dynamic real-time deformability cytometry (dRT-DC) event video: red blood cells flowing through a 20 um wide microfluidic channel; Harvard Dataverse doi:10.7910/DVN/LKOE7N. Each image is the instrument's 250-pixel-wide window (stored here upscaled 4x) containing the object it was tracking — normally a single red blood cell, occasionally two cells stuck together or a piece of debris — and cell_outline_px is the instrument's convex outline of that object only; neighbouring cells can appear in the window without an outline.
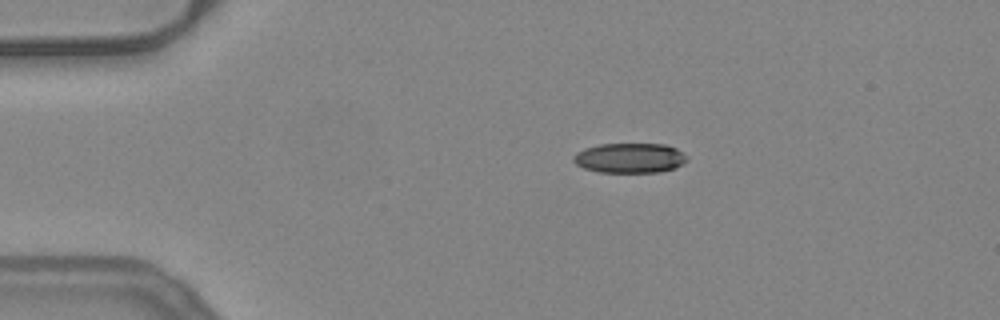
{"species": "common noctule bat (a hibernating species)", "species_latin": "Nyctalus noctula", "temperature_condition": "warm", "stored_images_in_passage": 25, "camera_frame_rate_fps": 3000, "um_per_image_px": 0.085, "animal": {"sex": "female", "body_mass_g": 24.6, "forearm_length_mm": 56.2}, "frame": {"image": 1, "passage_image": 1, "time_ms": 0.0, "image_size_px": [1000, 320], "cell_outline_px": [[688, 160], [676, 168], [660, 172], [596, 172], [584, 168], [576, 164], [572, 160], [572, 156], [576, 152], [584, 148], [600, 144], [668, 144], [676, 148], [688, 156]], "centroid_in_image_um": [53.53, 13.43], "position_along_channel_um": 31.5, "area_um2": 20.06}}
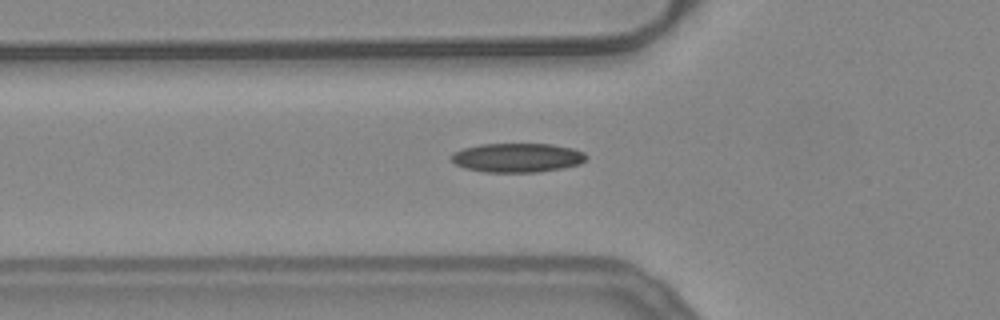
{"frame": {"image": 2, "passage_image": 9, "time_ms": 2.667, "image_size_px": [1000, 320], "cell_outline_px": [[588, 156], [580, 164], [564, 168], [536, 172], [484, 172], [464, 168], [456, 164], [448, 156], [452, 152], [464, 148], [480, 144], [552, 144], [572, 148], [584, 152]], "centroid_in_image_um": [43.95, 13.4], "position_along_channel_um": 81.8, "area_um2": 23.06}}
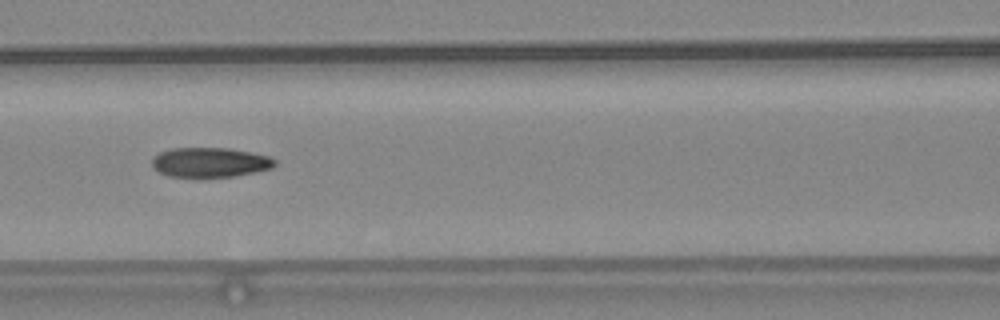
{"frame": {"image": 3, "passage_image": 14, "time_ms": 4.333, "image_size_px": [1000, 320], "cell_outline_px": [[276, 164], [272, 168], [256, 172], [236, 176], [200, 180], [168, 176], [152, 168], [152, 160], [160, 152], [172, 148], [228, 148], [252, 152], [268, 156], [276, 160]], "centroid_in_image_um": [17.84, 13.85], "position_along_channel_um": 148.8, "area_um2": 22.08}}